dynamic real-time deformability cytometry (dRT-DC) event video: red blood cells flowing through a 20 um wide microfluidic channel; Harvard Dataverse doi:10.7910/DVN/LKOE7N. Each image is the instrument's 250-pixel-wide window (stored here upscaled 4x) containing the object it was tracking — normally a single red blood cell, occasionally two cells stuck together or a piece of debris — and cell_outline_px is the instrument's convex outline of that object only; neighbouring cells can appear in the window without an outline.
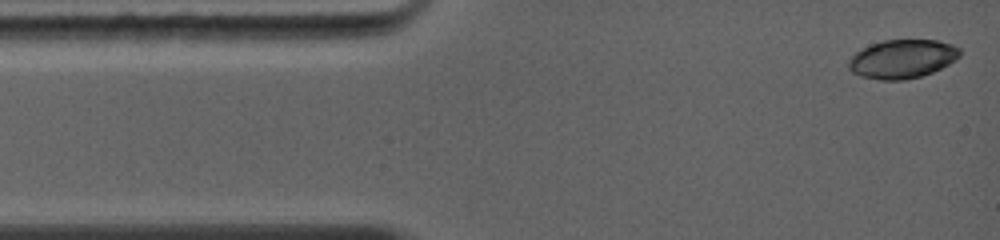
{"species": "common noctule bat (a hibernating species)", "species_latin": "Nyctalus noctula", "temperature_condition": "warm", "stored_images_in_passage": 26, "camera_frame_rate_fps": 5000, "um_per_image_px": 0.085, "animal": {"sex": "female", "body_mass_g": 19.0, "forearm_length_mm": 56.7}, "frame": {"image": 1, "passage_image": 1, "time_ms": 0.0, "image_size_px": [1000, 240], "cell_outline_px": [[960, 56], [956, 60], [932, 72], [920, 76], [904, 80], [880, 80], [860, 76], [852, 72], [848, 68], [848, 60], [856, 52], [872, 44], [884, 40], [936, 40], [952, 44], [960, 48]], "centroid_in_image_um": [76.69, 5.01], "position_along_channel_um": 8.3, "area_um2": 25.03}}
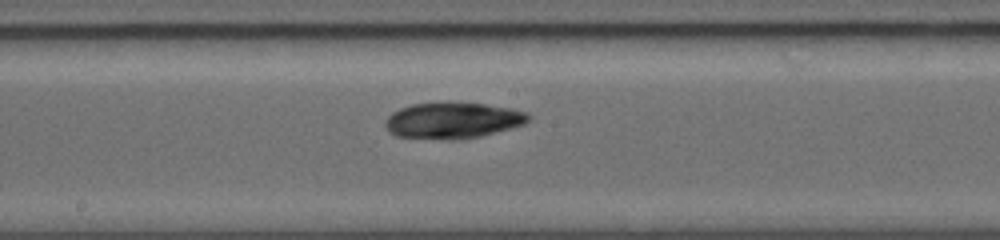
{"frame": {"image": 2, "passage_image": 14, "time_ms": 6.2, "image_size_px": [1000, 240], "cell_outline_px": [[532, 116], [524, 124], [512, 128], [480, 136], [400, 136], [392, 132], [384, 124], [388, 116], [392, 112], [400, 108], [412, 104], [484, 104], [512, 108], [528, 112]], "centroid_in_image_um": [38.58, 10.19], "position_along_channel_um": 209.6, "area_um2": 28.26}}
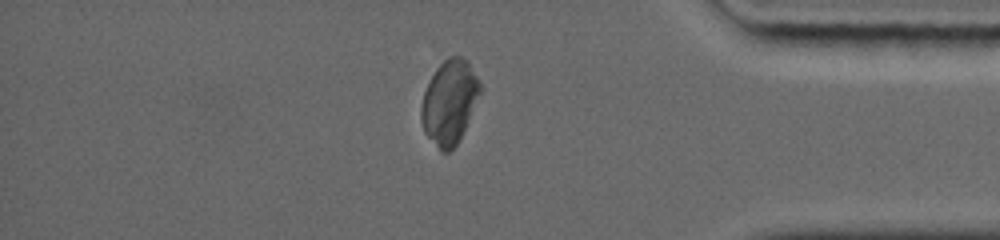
{"frame": {"image": 3, "passage_image": 24, "time_ms": 11.0, "image_size_px": [1000, 240], "cell_outline_px": [[484, 88], [456, 144], [448, 152], [440, 152], [424, 132], [420, 116], [420, 108], [424, 92], [436, 68], [448, 56], [460, 56], [468, 60], [480, 80]], "centroid_in_image_um": [38.22, 8.64], "position_along_channel_um": 397.0, "area_um2": 28.9}, "authors_computed_cell_mechanics": {"area_um2": 29.0445, "velocity_mm_per_s": 4.3624, "shape_relaxation_time_tau1_ms": null, "shape_relaxation_time_tau2_ms": 2.2676, "deformation_change_tau1": null, "deformation_change_tau2": 0.0455}}